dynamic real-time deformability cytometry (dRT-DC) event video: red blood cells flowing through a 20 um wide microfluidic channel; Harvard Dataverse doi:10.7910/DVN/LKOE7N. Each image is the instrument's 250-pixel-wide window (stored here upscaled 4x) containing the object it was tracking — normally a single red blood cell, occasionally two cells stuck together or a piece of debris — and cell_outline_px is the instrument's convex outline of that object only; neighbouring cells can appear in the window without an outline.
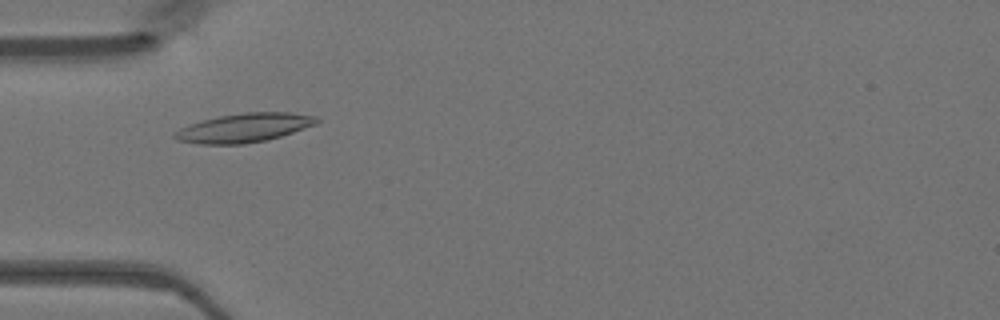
{"species": "Egyptian fruit bat (a non-hibernating species)", "species_latin": "Rousettus aegyptiacus", "temperature_condition": "warm", "stored_images_in_passage": 45, "camera_frame_rate_fps": 3000, "um_per_image_px": 0.085, "animal": {"sex": "female"}, "frame": {"image": 1, "passage_image": 12, "time_ms": 3.667, "image_size_px": [1000, 320], "cell_outline_px": [[320, 120], [316, 124], [268, 140], [244, 144], [200, 144], [176, 140], [172, 136], [172, 132], [180, 128], [204, 120], [220, 116], [244, 112], [288, 112], [316, 116]], "centroid_in_image_um": [20.74, 10.87], "position_along_channel_um": 64.3, "area_um2": 23.81}}
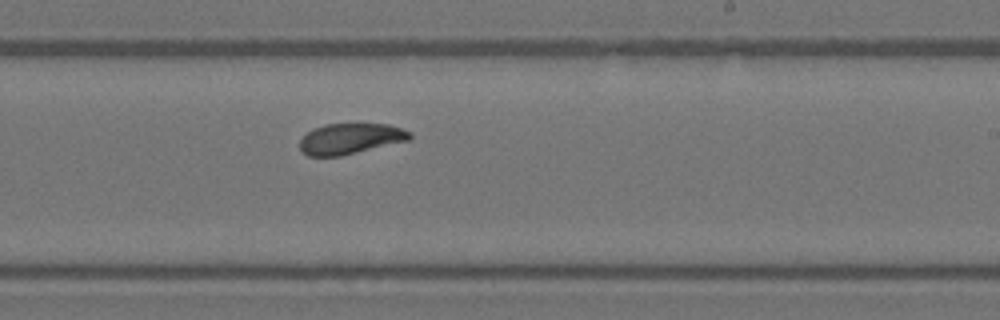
{"frame": {"image": 2, "passage_image": 26, "time_ms": 8.333, "image_size_px": [1000, 320], "cell_outline_px": [[412, 140], [340, 156], [308, 156], [300, 152], [300, 140], [312, 128], [324, 124], [388, 124], [412, 132]], "centroid_in_image_um": [29.79, 11.79], "position_along_channel_um": 259.2, "area_um2": 19.88}}
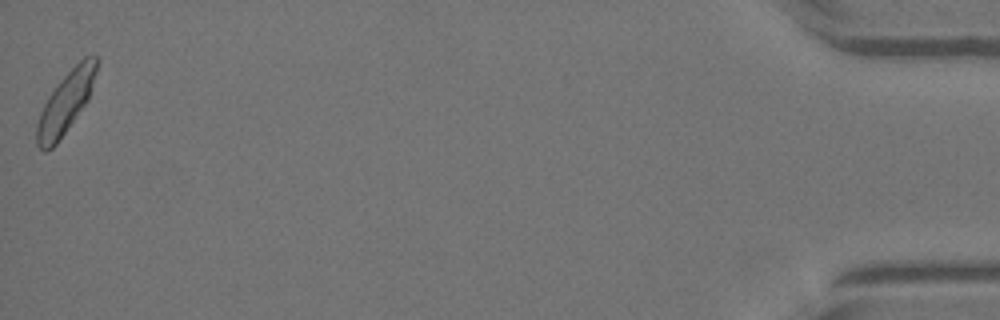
{"frame": {"image": 3, "passage_image": 45, "time_ms": 14.667, "image_size_px": [1000, 320], "cell_outline_px": [[100, 60], [88, 100], [56, 144], [52, 148], [44, 152], [36, 144], [36, 124], [40, 112], [48, 96], [60, 80], [84, 56], [96, 56]], "centroid_in_image_um": [5.58, 8.71], "position_along_channel_um": 429.6, "area_um2": 21.21}}